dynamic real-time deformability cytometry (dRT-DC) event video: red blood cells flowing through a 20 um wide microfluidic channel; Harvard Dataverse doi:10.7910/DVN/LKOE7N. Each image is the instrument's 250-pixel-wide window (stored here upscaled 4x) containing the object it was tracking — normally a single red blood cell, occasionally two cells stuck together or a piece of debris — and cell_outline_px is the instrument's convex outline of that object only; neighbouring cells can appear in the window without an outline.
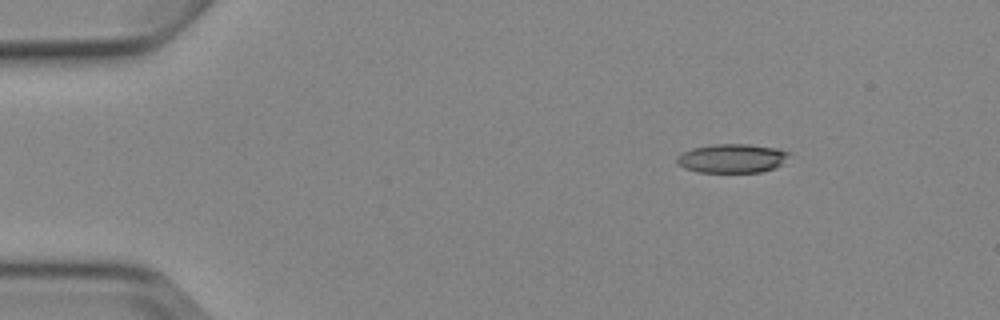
{"species": "Egyptian fruit bat (a non-hibernating species)", "species_latin": "Rousettus aegyptiacus", "temperature_condition": "cold", "stored_images_in_passage": 3, "camera_frame_rate_fps": 3000, "um_per_image_px": 0.085, "animal": {"sex": "female"}, "frame": {"image": 1, "passage_image": 1, "time_ms": 0.0, "image_size_px": [1000, 320], "cell_outline_px": [[788, 152], [780, 164], [776, 168], [760, 172], [700, 172], [684, 168], [676, 164], [676, 156], [680, 152], [692, 148], [712, 144], [748, 144], [776, 148]], "centroid_in_image_um": [62.12, 13.46], "position_along_channel_um": 22.9, "area_um2": 18.84}}